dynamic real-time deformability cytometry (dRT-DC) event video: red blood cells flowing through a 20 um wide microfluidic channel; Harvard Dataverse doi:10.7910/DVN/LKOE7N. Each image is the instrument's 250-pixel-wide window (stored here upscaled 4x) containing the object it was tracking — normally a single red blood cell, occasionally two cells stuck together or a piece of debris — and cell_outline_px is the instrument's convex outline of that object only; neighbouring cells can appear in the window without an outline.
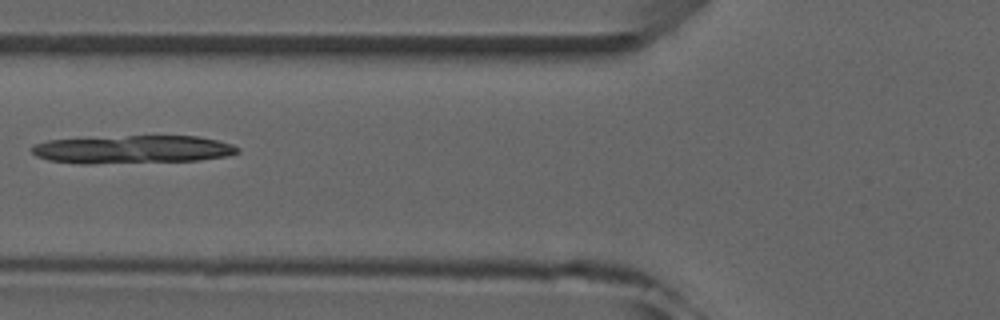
{"species": "common noctule bat (a hibernating species)", "species_latin": "Nyctalus noctula", "temperature_condition": "room temperature", "stored_images_in_passage": 3, "camera_frame_rate_fps": 3000, "um_per_image_px": 0.085, "animal": {"sex": "male", "forearm_length_mm": 52.5}, "frame": {"image": 1, "passage_image": 3, "time_ms": 2.333, "image_size_px": [1000, 320], "cell_outline_px": [[240, 152], [228, 156], [200, 160], [92, 164], [76, 164], [48, 160], [36, 156], [28, 148], [36, 144], [48, 140], [128, 136], [196, 136], [216, 140], [232, 144], [240, 148]], "centroid_in_image_um": [11.26, 12.71], "position_along_channel_um": 114.5, "area_um2": 33.81}}